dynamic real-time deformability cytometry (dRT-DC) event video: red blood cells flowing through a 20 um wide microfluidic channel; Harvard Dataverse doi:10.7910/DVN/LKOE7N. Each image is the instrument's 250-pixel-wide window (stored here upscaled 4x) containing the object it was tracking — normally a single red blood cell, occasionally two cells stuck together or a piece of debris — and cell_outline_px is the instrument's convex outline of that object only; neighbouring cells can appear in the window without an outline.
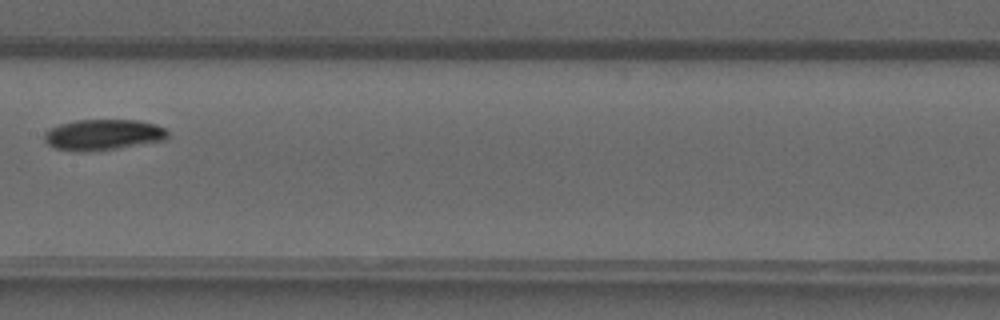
{"species": "common noctule bat (a hibernating species)", "species_latin": "Nyctalus noctula", "temperature_condition": "warm", "stored_images_in_passage": 7, "camera_frame_rate_fps": 3000, "um_per_image_px": 0.085, "animal": {"sex": "male", "forearm_length_mm": 52.5}, "frame": {"image": 1, "passage_image": 7, "time_ms": 7.0, "image_size_px": [1000, 320], "cell_outline_px": [[168, 140], [116, 148], [88, 152], [76, 152], [56, 148], [48, 144], [44, 140], [44, 132], [60, 124], [76, 120], [136, 120], [156, 124], [164, 128], [168, 132]], "centroid_in_image_um": [8.78, 11.46], "position_along_channel_um": 198.6, "area_um2": 22.25}}